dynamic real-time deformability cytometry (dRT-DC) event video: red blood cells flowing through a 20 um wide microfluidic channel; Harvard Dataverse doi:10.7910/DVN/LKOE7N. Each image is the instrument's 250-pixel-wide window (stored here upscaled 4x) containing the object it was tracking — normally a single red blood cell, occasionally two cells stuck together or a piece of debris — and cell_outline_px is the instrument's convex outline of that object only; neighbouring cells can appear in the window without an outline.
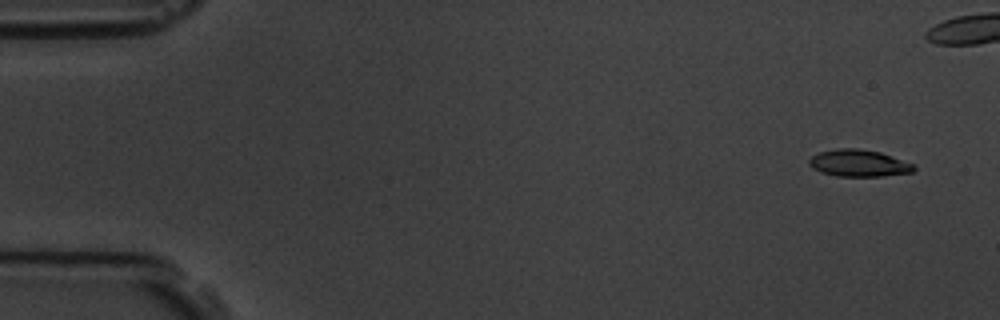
{"species": "common noctule bat (a hibernating species)", "species_latin": "Nyctalus noctula", "temperature_condition": "room temperature", "stored_images_in_passage": 5, "camera_frame_rate_fps": 3000, "um_per_image_px": 0.085, "animal": {"sex": "male", "body_mass_g": 19.5, "forearm_length_mm": 54.6}, "frame": {"image": 1, "passage_image": 1, "time_ms": 0.0, "image_size_px": [1000, 320], "cell_outline_px": [[916, 168], [912, 172], [880, 176], [836, 176], [820, 172], [812, 168], [808, 164], [808, 160], [812, 156], [820, 152], [836, 148], [860, 148], [880, 152], [912, 164]], "centroid_in_image_um": [72.94, 13.86], "position_along_channel_um": 12.1, "area_um2": 16.36}}